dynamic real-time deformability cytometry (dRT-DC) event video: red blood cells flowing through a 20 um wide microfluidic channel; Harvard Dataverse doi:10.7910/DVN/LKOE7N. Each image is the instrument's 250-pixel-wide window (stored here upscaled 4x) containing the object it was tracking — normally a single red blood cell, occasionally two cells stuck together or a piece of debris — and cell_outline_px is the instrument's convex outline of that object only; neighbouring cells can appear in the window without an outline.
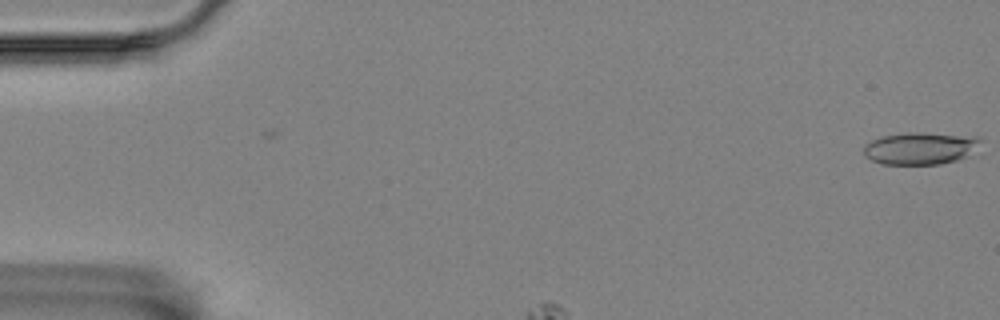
{"species": "Egyptian fruit bat (a non-hibernating species)", "species_latin": "Rousettus aegyptiacus", "temperature_condition": "room temperature", "stored_images_in_passage": 46, "camera_frame_rate_fps": 3000, "um_per_image_px": 0.085, "animal": {"sex": "female"}, "frame": {"image": 1, "passage_image": 1, "time_ms": 0.0, "image_size_px": [1000, 320], "cell_outline_px": [[980, 140], [964, 156], [956, 160], [940, 164], [880, 164], [864, 156], [864, 144], [872, 140], [884, 136], [908, 132], [924, 132], [972, 136]], "centroid_in_image_um": [78.1, 12.6], "position_along_channel_um": 6.9, "area_um2": 21.44}}
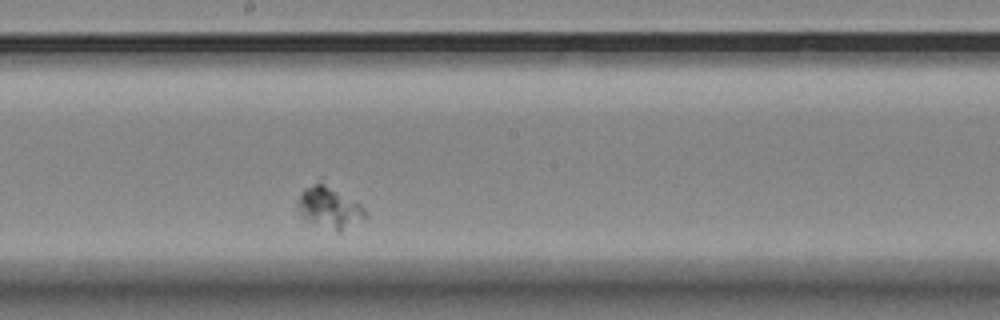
{"frame": {"image": 2, "passage_image": 22, "time_ms": 7.0, "image_size_px": [1000, 320], "cell_outline_px": [[368, 216], [340, 232], [308, 220], [296, 208], [296, 200], [300, 192], [304, 188], [320, 176], [360, 204], [368, 212]], "centroid_in_image_um": [27.98, 17.51], "position_along_channel_um": 220.2, "area_um2": 16.99}}
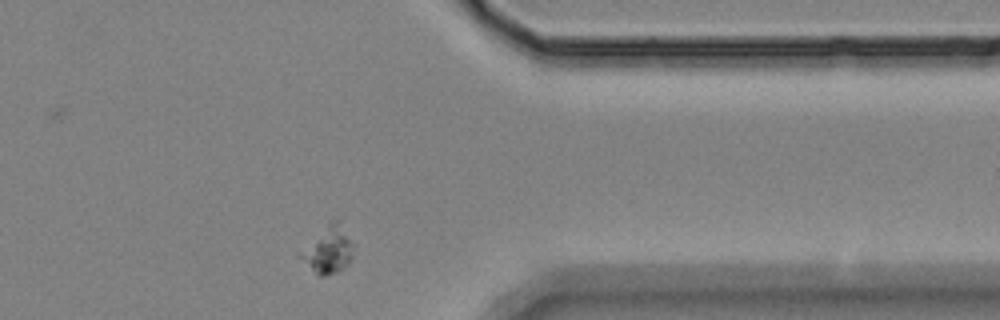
{"frame": {"image": 3, "passage_image": 38, "time_ms": 12.333, "image_size_px": [1000, 320], "cell_outline_px": [[356, 244], [352, 256], [348, 264], [344, 268], [324, 276], [320, 276], [312, 268], [308, 260], [308, 256], [328, 220], [340, 220]], "centroid_in_image_um": [28.21, 21.18], "position_along_channel_um": 383.2, "area_um2": 12.77}}